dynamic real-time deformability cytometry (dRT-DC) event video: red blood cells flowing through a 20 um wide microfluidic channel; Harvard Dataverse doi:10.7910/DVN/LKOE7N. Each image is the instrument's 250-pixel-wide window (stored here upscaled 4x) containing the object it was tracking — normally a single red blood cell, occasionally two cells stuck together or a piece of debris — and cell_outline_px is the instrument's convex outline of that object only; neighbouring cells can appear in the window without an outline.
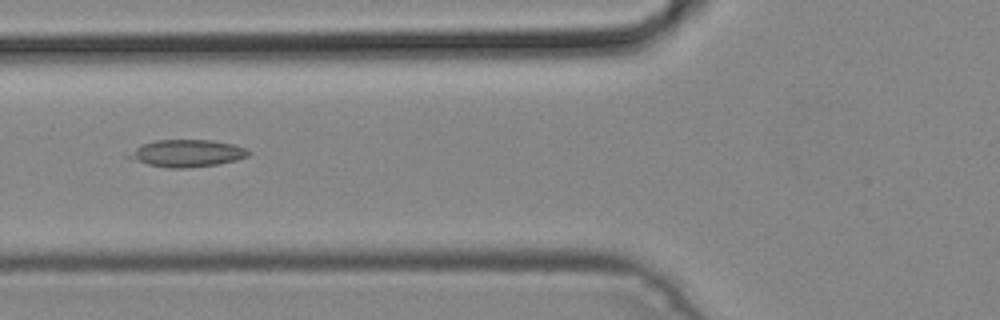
{"species": "common noctule bat (a hibernating species)", "species_latin": "Nyctalus noctula", "temperature_condition": "cold", "stored_images_in_passage": 4, "camera_frame_rate_fps": 3000, "um_per_image_px": 0.085, "animal": {"sex": "male", "body_mass_g": 19.2, "forearm_length_mm": 51.8}, "frame": {"image": 1, "passage_image": 4, "time_ms": 1.0, "image_size_px": [1000, 320], "cell_outline_px": [[252, 152], [248, 156], [236, 160], [216, 164], [188, 168], [168, 168], [148, 164], [124, 156], [136, 148], [144, 144], [156, 140], [212, 140], [236, 144]], "centroid_in_image_um": [15.93, 13.02], "position_along_channel_um": 109.9, "area_um2": 18.84}}